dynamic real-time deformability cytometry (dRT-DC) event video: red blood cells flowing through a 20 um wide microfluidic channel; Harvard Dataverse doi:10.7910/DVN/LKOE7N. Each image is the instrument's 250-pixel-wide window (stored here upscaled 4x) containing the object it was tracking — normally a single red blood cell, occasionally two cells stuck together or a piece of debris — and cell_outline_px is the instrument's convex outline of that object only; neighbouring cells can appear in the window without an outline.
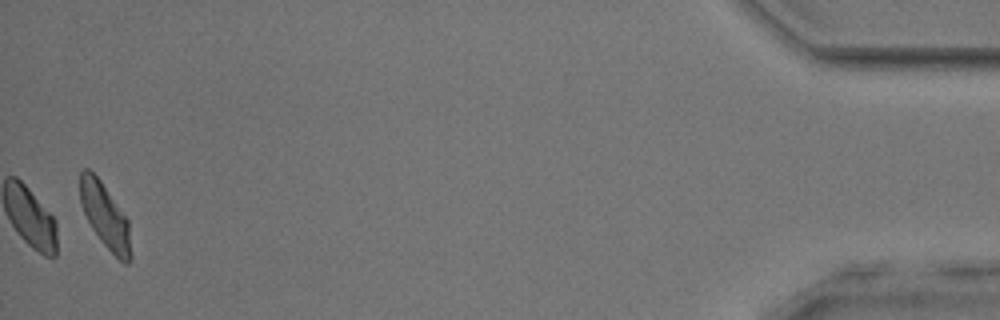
{"species": "common noctule bat (a hibernating species)", "species_latin": "Nyctalus noctula", "temperature_condition": "room temperature", "stored_images_in_passage": 53, "camera_frame_rate_fps": 3000, "um_per_image_px": 0.085, "animal": {"sex": "male", "body_mass_g": 17.9, "forearm_length_mm": 54.2}, "frame": {"image": 1, "passage_image": 53, "time_ms": 17.333, "image_size_px": [1000, 320], "cell_outline_px": [[132, 260], [128, 264], [124, 264], [100, 240], [92, 228], [80, 204], [80, 172], [84, 168], [88, 168], [100, 180], [128, 220], [132, 256]], "centroid_in_image_um": [8.94, 18.38], "position_along_channel_um": 426.3, "area_um2": 18.96}, "authors_computed_cell_mechanics": {"area_um2": 19.941, "velocity_mm_per_s": 3.7788, "shape_relaxation_time_tau1_ms": 4.5013, "shape_relaxation_time_tau2_ms": 2.143, "deformation_change_tau1": 0.1517, "deformation_change_tau2": 0.0904}}